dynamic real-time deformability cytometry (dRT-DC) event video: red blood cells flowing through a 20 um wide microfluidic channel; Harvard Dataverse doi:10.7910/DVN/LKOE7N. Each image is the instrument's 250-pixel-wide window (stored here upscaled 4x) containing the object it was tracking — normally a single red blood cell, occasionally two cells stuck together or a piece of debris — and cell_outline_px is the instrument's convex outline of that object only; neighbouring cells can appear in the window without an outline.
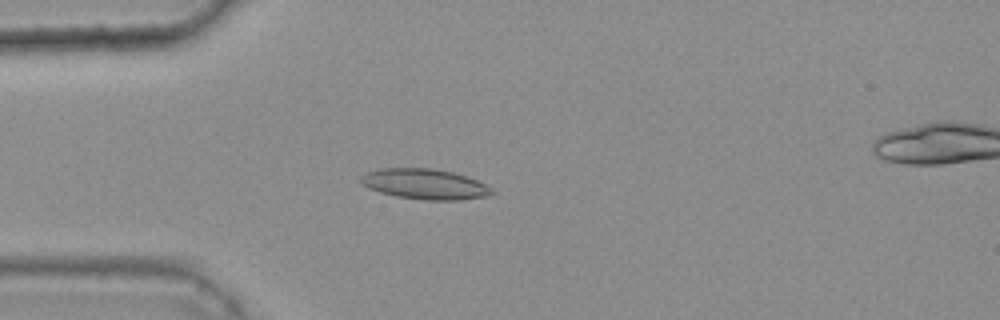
{"species": "common noctule bat (a hibernating species)", "species_latin": "Nyctalus noctula", "temperature_condition": "warm", "stored_images_in_passage": 44, "camera_frame_rate_fps": 3000, "um_per_image_px": 0.085, "animal": {"sex": "female", "body_mass_g": 25.1}, "frame": {"image": 1, "passage_image": 13, "time_ms": 4.0, "image_size_px": [1000, 320], "cell_outline_px": [[496, 192], [488, 196], [460, 200], [424, 200], [396, 196], [380, 192], [368, 188], [360, 184], [360, 176], [368, 172], [380, 168], [432, 168], [452, 172], [476, 180], [492, 188]], "centroid_in_image_um": [36.09, 15.65], "position_along_channel_um": 48.9, "area_um2": 23.24}}
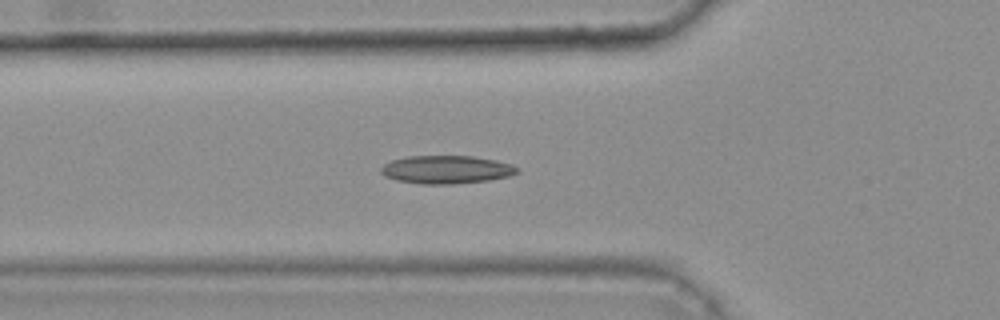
{"frame": {"image": 2, "passage_image": 17, "time_ms": 5.333, "image_size_px": [1000, 320], "cell_outline_px": [[520, 172], [512, 176], [488, 180], [452, 184], [420, 184], [396, 180], [384, 176], [380, 172], [380, 168], [384, 164], [392, 160], [408, 156], [472, 156], [496, 160], [512, 164], [520, 168]], "centroid_in_image_um": [37.97, 14.41], "position_along_channel_um": 87.8, "area_um2": 22.54}}
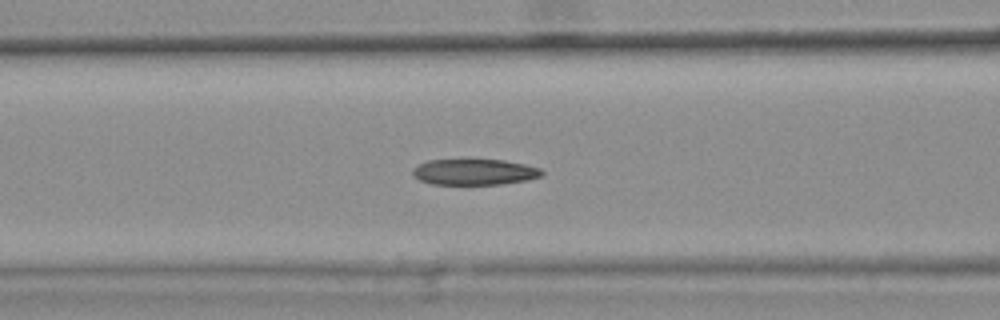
{"frame": {"image": 3, "passage_image": 20, "time_ms": 6.333, "image_size_px": [1000, 320], "cell_outline_px": [[544, 172], [540, 176], [524, 180], [500, 184], [432, 184], [420, 180], [412, 176], [412, 172], [420, 164], [428, 160], [468, 156], [504, 160], [524, 164], [540, 168]], "centroid_in_image_um": [40.28, 14.56], "position_along_channel_um": 126.3, "area_um2": 20.29}, "authors_computed_cell_mechanics": {"area_um2": 20.808, "velocity_mm_per_s": 3.796, "shape_relaxation_time_tau1_ms": null, "shape_relaxation_time_tau2_ms": 5.1303, "deformation_change_tau1": null, "deformation_change_tau2": 0.1228}}